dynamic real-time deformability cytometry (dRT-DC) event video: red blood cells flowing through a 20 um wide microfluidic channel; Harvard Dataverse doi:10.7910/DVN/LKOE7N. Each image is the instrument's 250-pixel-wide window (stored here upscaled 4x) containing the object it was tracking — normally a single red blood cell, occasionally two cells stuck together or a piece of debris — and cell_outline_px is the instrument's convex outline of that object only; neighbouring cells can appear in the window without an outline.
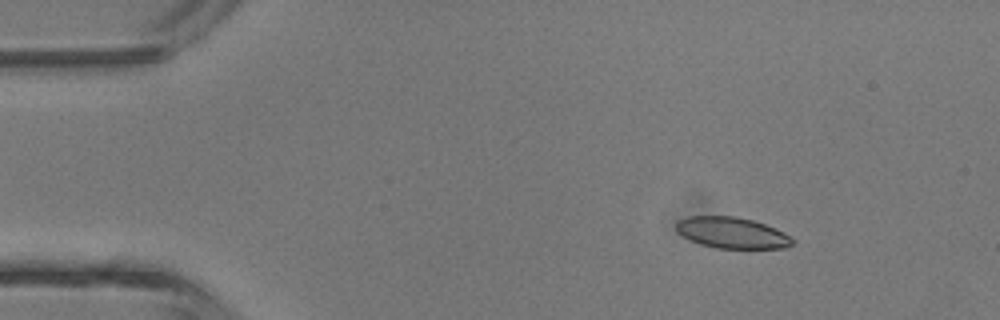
{"species": "common noctule bat (a hibernating species)", "species_latin": "Nyctalus noctula", "temperature_condition": "room temperature", "stored_images_in_passage": 3, "camera_frame_rate_fps": 3000, "um_per_image_px": 0.085, "animal": {"sex": "male", "body_mass_g": 13.3}, "frame": {"image": 1, "passage_image": 1, "time_ms": 0.0, "image_size_px": [1000, 320], "cell_outline_px": [[796, 240], [792, 244], [784, 248], [716, 248], [700, 244], [676, 232], [676, 220], [688, 216], [736, 216], [752, 220], [776, 228], [784, 232]], "centroid_in_image_um": [62.21, 19.78], "position_along_channel_um": 22.8, "area_um2": 21.15}}
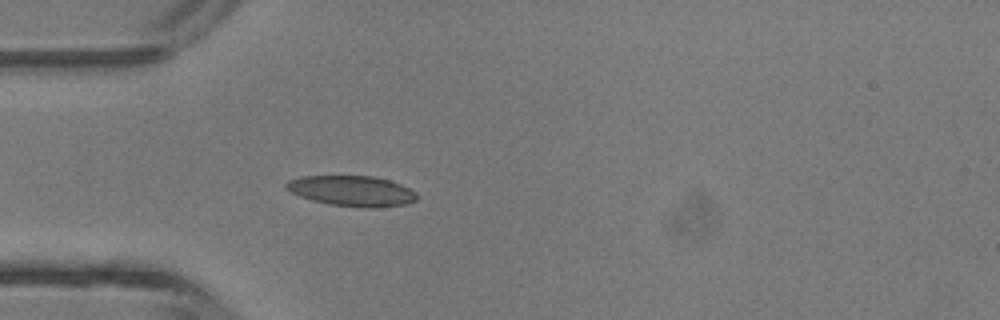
{"frame": {"image": 2, "passage_image": 3, "time_ms": 2.333, "image_size_px": [1000, 320], "cell_outline_px": [[416, 200], [408, 204], [376, 208], [364, 208], [328, 204], [312, 200], [300, 196], [284, 188], [284, 184], [288, 180], [300, 176], [372, 176], [388, 180], [400, 184], [416, 192]], "centroid_in_image_um": [29.89, 16.23], "position_along_channel_um": 55.1, "area_um2": 23.29}}